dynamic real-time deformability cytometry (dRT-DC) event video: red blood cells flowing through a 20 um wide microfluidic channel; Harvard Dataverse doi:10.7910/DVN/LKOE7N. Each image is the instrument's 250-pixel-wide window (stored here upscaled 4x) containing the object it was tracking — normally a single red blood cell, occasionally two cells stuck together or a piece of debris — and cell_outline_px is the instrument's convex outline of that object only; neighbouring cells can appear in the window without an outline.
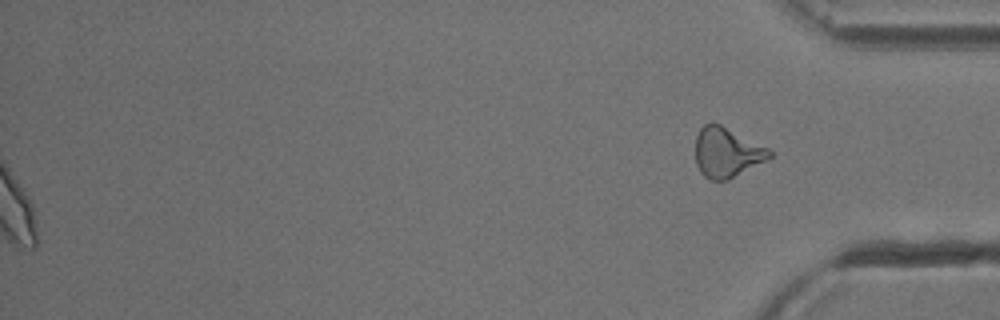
{"species": "common noctule bat (a hibernating species)", "species_latin": "Nyctalus noctula", "temperature_condition": "cold", "stored_images_in_passage": 40, "segment_of_instrument_passage": [2, 2], "camera_frame_rate_fps": 3000, "um_per_image_px": 0.085, "animal": {"sex": "male", "body_mass_g": 13.3}, "frame": {"image": 1, "passage_image": 40, "time_ms": 13.0, "image_size_px": [1000, 320], "cell_outline_px": [[772, 156], [728, 180], [708, 180], [700, 172], [696, 164], [696, 136], [700, 128], [704, 124], [712, 120], [768, 148], [772, 152]], "centroid_in_image_um": [61.73, 12.94], "position_along_channel_um": 373.5, "area_um2": 21.39}}